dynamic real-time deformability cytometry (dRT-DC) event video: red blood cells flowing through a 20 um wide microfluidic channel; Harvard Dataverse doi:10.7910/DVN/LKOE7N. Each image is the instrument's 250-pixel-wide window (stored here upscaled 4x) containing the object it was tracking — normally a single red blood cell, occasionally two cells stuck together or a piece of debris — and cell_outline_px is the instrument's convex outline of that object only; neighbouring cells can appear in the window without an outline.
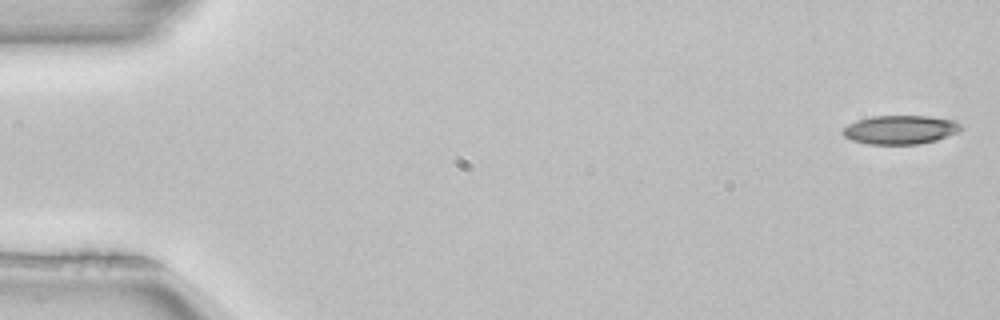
{"species": "common noctule bat (a hibernating species)", "species_latin": "Nyctalus noctula", "temperature_condition": "room temperature", "stored_images_in_passage": 51, "camera_frame_rate_fps": 3000, "um_per_image_px": 0.085, "animal": {"sex": "female", "body_mass_g": 22.7, "forearm_length_mm": 54.2}, "frame": {"image": 1, "passage_image": 1, "time_ms": 0.0, "image_size_px": [1000, 320], "cell_outline_px": [[960, 132], [936, 140], [920, 144], [868, 144], [852, 140], [844, 136], [840, 132], [848, 124], [856, 120], [872, 116], [928, 116], [956, 120], [960, 124]], "centroid_in_image_um": [76.52, 11.02], "position_along_channel_um": 8.5, "area_um2": 19.94}}
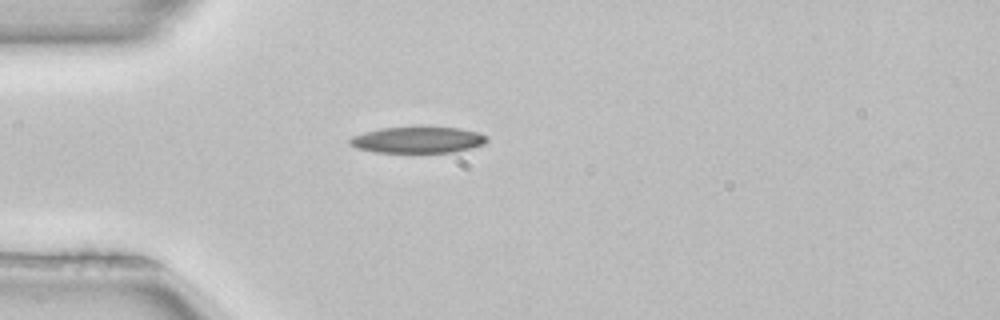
{"frame": {"image": 2, "passage_image": 14, "time_ms": 4.333, "image_size_px": [1000, 320], "cell_outline_px": [[488, 140], [484, 144], [472, 148], [456, 152], [376, 152], [356, 148], [348, 144], [348, 140], [352, 136], [364, 132], [380, 128], [420, 124], [424, 124], [460, 128], [480, 132], [488, 136]], "centroid_in_image_um": [35.54, 11.84], "position_along_channel_um": 49.5, "area_um2": 22.14}}
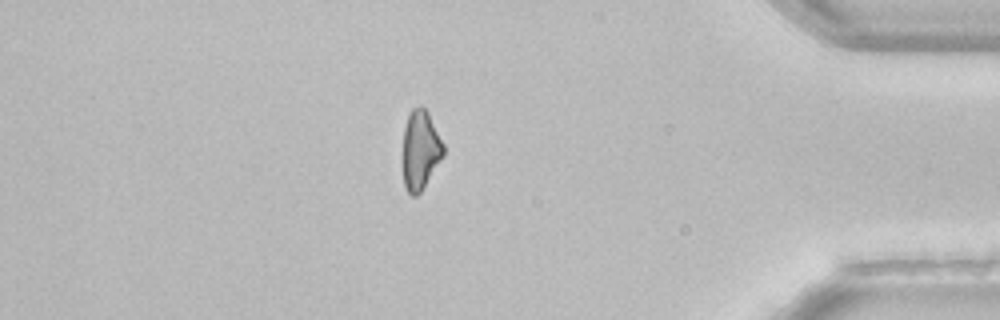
{"frame": {"image": 3, "passage_image": 44, "time_ms": 14.333, "image_size_px": [1000, 320], "cell_outline_px": [[444, 156], [420, 192], [416, 196], [412, 196], [404, 188], [404, 128], [408, 112], [416, 104], [420, 104], [428, 112], [444, 144]], "centroid_in_image_um": [35.74, 12.7], "position_along_channel_um": 399.5, "area_um2": 18.79}, "authors_computed_cell_mechanics": {"area_um2": 20.519, "velocity_mm_per_s": 4.0167, "shape_relaxation_time_tau1_ms": 5.3666, "shape_relaxation_time_tau2_ms": null, "deformation_change_tau1": 0.1534, "deformation_change_tau2": null}}